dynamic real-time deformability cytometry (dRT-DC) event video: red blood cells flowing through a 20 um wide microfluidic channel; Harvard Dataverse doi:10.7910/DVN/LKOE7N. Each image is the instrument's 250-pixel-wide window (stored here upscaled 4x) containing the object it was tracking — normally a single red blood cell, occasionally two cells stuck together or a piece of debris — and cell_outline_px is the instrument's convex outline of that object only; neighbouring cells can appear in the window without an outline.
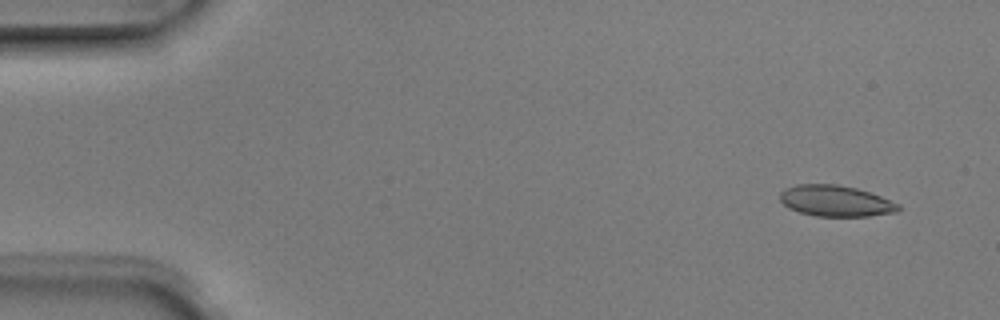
{"species": "Egyptian fruit bat (a non-hibernating species)", "species_latin": "Rousettus aegyptiacus", "temperature_condition": "room temperature", "stored_images_in_passage": 4, "camera_frame_rate_fps": 3000, "um_per_image_px": 0.085, "animal": {"sex": "male"}, "frame": {"image": 1, "passage_image": 2, "time_ms": 0.333, "image_size_px": [1000, 320], "cell_outline_px": [[900, 208], [896, 212], [868, 216], [816, 216], [800, 212], [788, 208], [780, 200], [780, 192], [784, 188], [796, 184], [836, 184], [856, 188], [880, 196], [900, 204]], "centroid_in_image_um": [71.0, 17.07], "position_along_channel_um": 14.0, "area_um2": 21.39}}
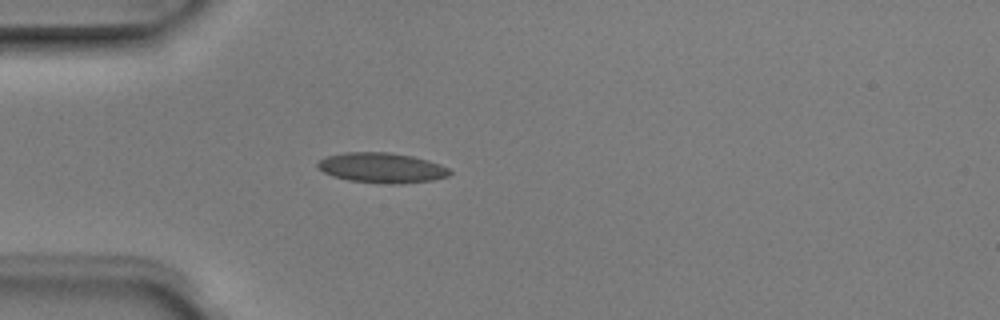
{"frame": {"image": 2, "passage_image": 4, "time_ms": 1.0, "image_size_px": [1000, 320], "cell_outline_px": [[452, 172], [448, 176], [432, 180], [400, 184], [380, 184], [348, 180], [332, 176], [324, 172], [316, 164], [324, 156], [344, 152], [388, 152], [412, 156], [428, 160], [440, 164], [448, 168]], "centroid_in_image_um": [32.44, 14.26], "position_along_channel_um": 52.6, "area_um2": 23.35}}